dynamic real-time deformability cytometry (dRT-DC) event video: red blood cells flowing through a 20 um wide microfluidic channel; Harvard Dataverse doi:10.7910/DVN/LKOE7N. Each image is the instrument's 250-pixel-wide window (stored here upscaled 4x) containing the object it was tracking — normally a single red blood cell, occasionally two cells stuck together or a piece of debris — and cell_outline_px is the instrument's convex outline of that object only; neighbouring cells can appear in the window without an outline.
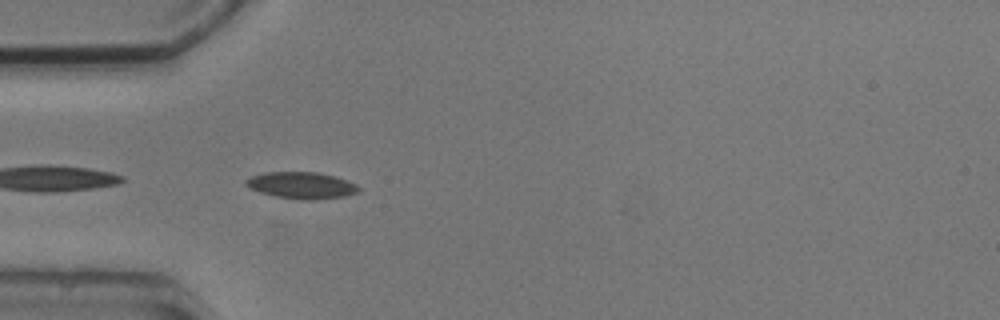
{"species": "common noctule bat (a hibernating species)", "species_latin": "Nyctalus noctula", "temperature_condition": "cold", "stored_images_in_passage": 5, "camera_frame_rate_fps": 3000, "um_per_image_px": 0.085, "animal": {"sex": "male", "body_mass_g": 20.5, "forearm_length_mm": 52.5}, "frame": {"image": 1, "passage_image": 5, "time_ms": 4.667, "image_size_px": [1000, 320], "cell_outline_px": [[360, 188], [356, 192], [344, 196], [316, 200], [300, 200], [276, 196], [260, 192], [244, 184], [244, 180], [252, 176], [264, 172], [316, 172], [336, 176], [356, 184]], "centroid_in_image_um": [25.62, 15.75], "position_along_channel_um": 59.4, "area_um2": 17.46}}